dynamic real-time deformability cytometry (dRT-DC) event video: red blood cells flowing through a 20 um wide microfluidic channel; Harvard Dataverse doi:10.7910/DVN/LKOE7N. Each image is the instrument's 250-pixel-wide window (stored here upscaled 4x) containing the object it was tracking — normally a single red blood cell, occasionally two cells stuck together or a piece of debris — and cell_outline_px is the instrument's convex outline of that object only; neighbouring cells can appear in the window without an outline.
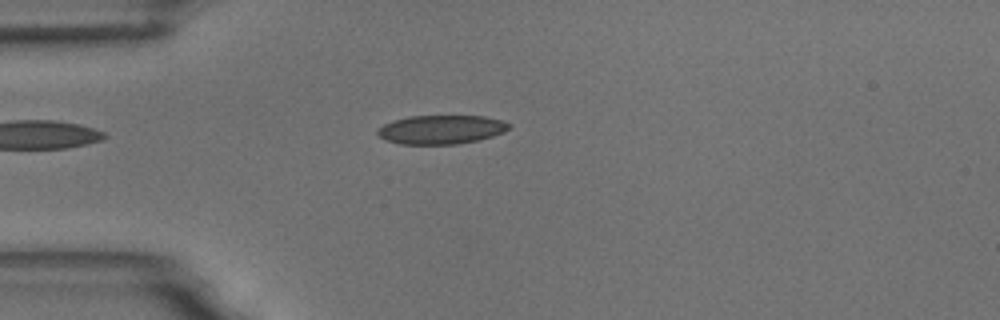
{"species": "common noctule bat (a hibernating species)", "species_latin": "Nyctalus noctula", "temperature_condition": "room temperature", "stored_images_in_passage": 41, "camera_frame_rate_fps": 3000, "um_per_image_px": 0.085, "animal": {"sex": "male", "body_mass_g": 18.8}, "frame": {"image": 1, "passage_image": 1, "time_ms": 0.0, "image_size_px": [1000, 320], "cell_outline_px": [[512, 124], [504, 132], [492, 136], [476, 140], [456, 144], [400, 144], [384, 140], [376, 132], [384, 124], [392, 120], [408, 116], [484, 116], [500, 120]], "centroid_in_image_um": [37.47, 11.01], "position_along_channel_um": 47.5, "area_um2": 22.02}}
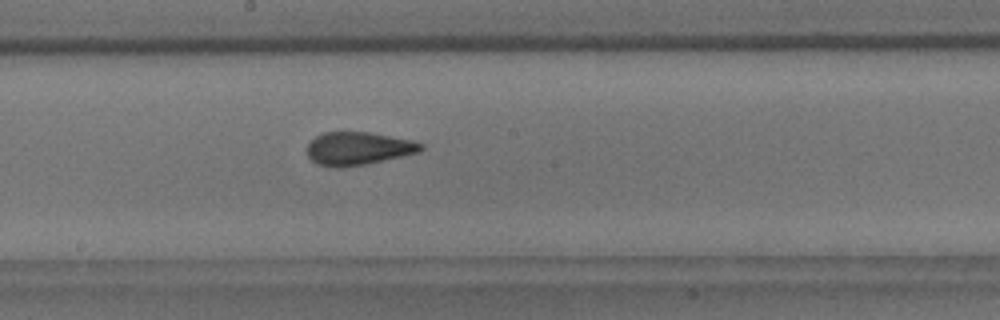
{"frame": {"image": 2, "passage_image": 16, "time_ms": 5.0, "image_size_px": [1000, 320], "cell_outline_px": [[424, 148], [420, 152], [364, 164], [344, 168], [336, 168], [316, 164], [308, 156], [308, 144], [316, 136], [324, 132], [372, 132], [412, 140], [424, 144]], "centroid_in_image_um": [30.46, 12.62], "position_along_channel_um": 217.7, "area_um2": 21.96}}
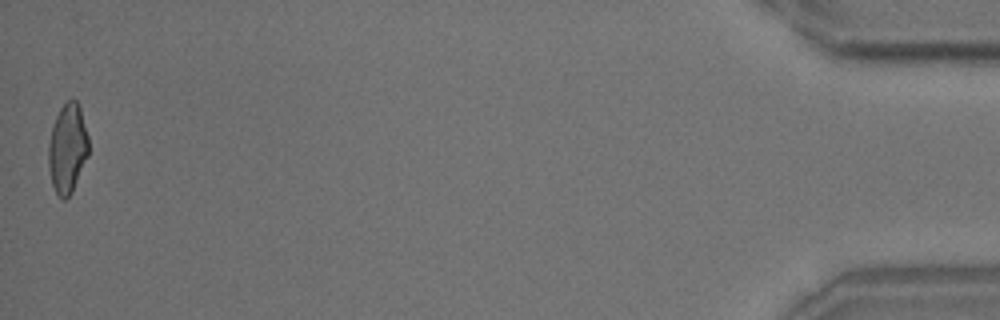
{"frame": {"image": 3, "passage_image": 41, "time_ms": 13.333, "image_size_px": [1000, 320], "cell_outline_px": [[88, 156], [72, 192], [64, 200], [56, 192], [52, 184], [48, 168], [48, 144], [52, 124], [60, 108], [72, 96], [76, 100], [80, 108], [88, 136]], "centroid_in_image_um": [5.73, 12.59], "position_along_channel_um": 429.5, "area_um2": 20.98}, "authors_computed_cell_mechanics": {"area_um2": 21.9062, "velocity_mm_per_s": 3.6692, "shape_relaxation_time_tau1_ms": 5.8563, "shape_relaxation_time_tau2_ms": 1.3767, "deformation_change_tau1": 0.1599, "deformation_change_tau2": 0.0684}}